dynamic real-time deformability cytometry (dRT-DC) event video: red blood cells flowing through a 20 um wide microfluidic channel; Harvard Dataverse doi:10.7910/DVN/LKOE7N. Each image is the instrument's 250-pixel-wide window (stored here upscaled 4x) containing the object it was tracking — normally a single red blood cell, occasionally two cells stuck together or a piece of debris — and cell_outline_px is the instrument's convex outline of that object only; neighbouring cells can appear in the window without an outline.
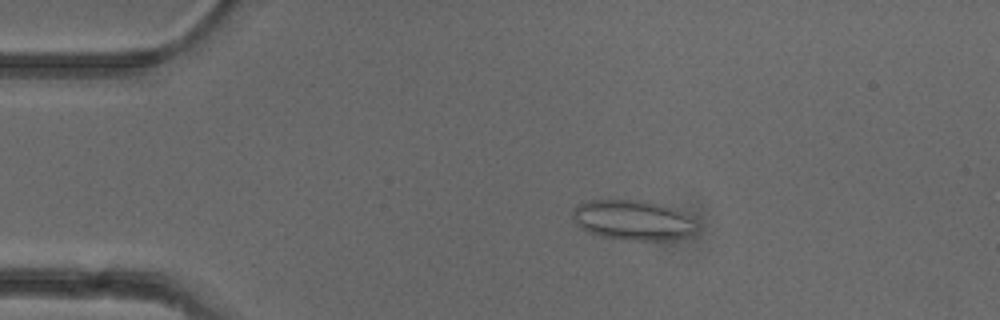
{"species": "common noctule bat (a hibernating species)", "species_latin": "Nyctalus noctula", "temperature_condition": "cold", "stored_images_in_passage": 44, "camera_frame_rate_fps": 3000, "um_per_image_px": 0.085, "animal": {"sex": "female"}, "frame": {"image": 1, "passage_image": 2, "time_ms": 0.333, "image_size_px": [1000, 320], "cell_outline_px": [[700, 228], [696, 232], [688, 236], [664, 240], [624, 240], [600, 236], [588, 232], [580, 228], [576, 224], [572, 216], [572, 208], [576, 204], [588, 200], [644, 200], [672, 208], [684, 212], [692, 216]], "centroid_in_image_um": [53.81, 18.71], "position_along_channel_um": 31.2, "area_um2": 29.48}}
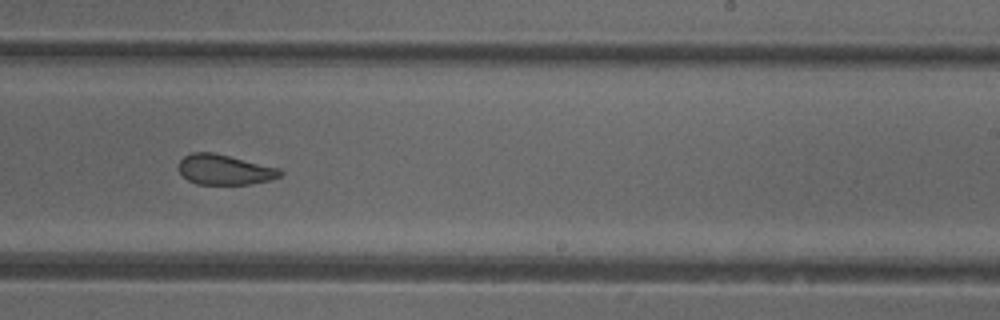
{"frame": {"image": 2, "passage_image": 24, "time_ms": 7.667, "image_size_px": [1000, 320], "cell_outline_px": [[284, 172], [280, 176], [268, 180], [248, 184], [196, 184], [188, 180], [176, 168], [180, 160], [184, 156], [192, 152], [216, 152], [280, 168]], "centroid_in_image_um": [19.07, 14.4], "position_along_channel_um": 269.9, "area_um2": 18.03}}
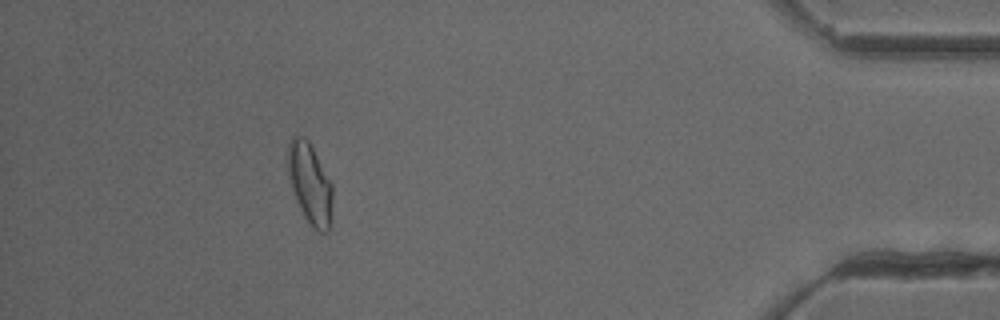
{"frame": {"image": 3, "passage_image": 39, "time_ms": 12.667, "image_size_px": [1000, 320], "cell_outline_px": [[332, 200], [328, 232], [316, 232], [308, 224], [296, 200], [292, 188], [288, 172], [288, 144], [292, 136], [296, 132], [304, 136], [308, 140], [332, 184]], "centroid_in_image_um": [26.33, 15.59], "position_along_channel_um": 408.9, "area_um2": 20.98}, "authors_computed_cell_mechanics": {"area_um2": 19.6231, "velocity_mm_per_s": 3.9275, "shape_relaxation_time_tau1_ms": null, "shape_relaxation_time_tau2_ms": 1.6706, "deformation_change_tau1": null, "deformation_change_tau2": 0.0815}}